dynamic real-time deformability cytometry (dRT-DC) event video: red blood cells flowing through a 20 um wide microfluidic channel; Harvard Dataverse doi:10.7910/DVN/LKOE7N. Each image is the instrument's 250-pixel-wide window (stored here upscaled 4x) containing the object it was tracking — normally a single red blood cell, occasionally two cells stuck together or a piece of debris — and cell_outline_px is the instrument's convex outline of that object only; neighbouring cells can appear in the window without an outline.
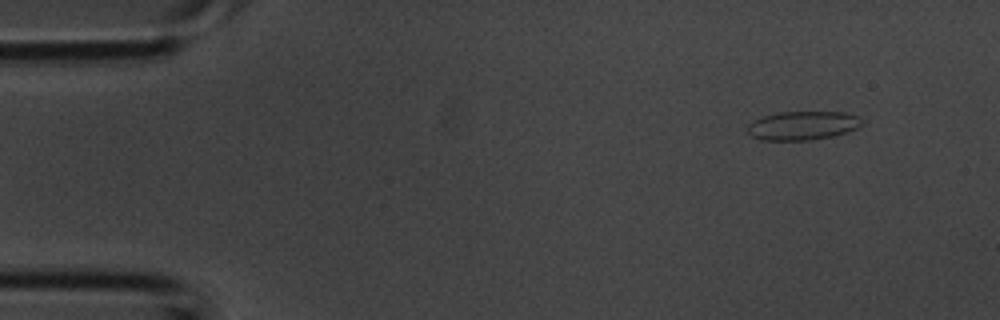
{"species": "common noctule bat (a hibernating species)", "species_latin": "Nyctalus noctula", "temperature_condition": "room temperature", "stored_images_in_passage": 3, "camera_frame_rate_fps": 3000, "um_per_image_px": 0.085, "animal": {"sex": "male", "body_mass_g": 20.1, "forearm_length_mm": 53.5}, "frame": {"image": 1, "passage_image": 1, "time_ms": 0.0, "image_size_px": [1000, 320], "cell_outline_px": [[864, 124], [848, 132], [832, 136], [812, 140], [760, 140], [752, 136], [748, 132], [748, 124], [752, 120], [764, 116], [780, 112], [844, 112], [860, 116], [864, 120]], "centroid_in_image_um": [68.27, 10.67], "position_along_channel_um": 16.7, "area_um2": 19.36}}
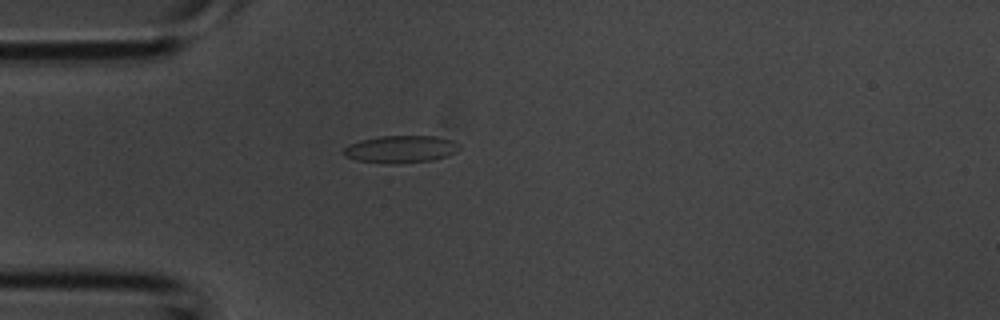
{"frame": {"image": 2, "passage_image": 3, "time_ms": 0.667, "image_size_px": [1000, 320], "cell_outline_px": [[460, 148], [456, 152], [432, 160], [392, 164], [388, 164], [356, 160], [344, 156], [344, 148], [348, 144], [360, 140], [380, 136], [436, 136], [452, 140], [460, 144]], "centroid_in_image_um": [34.05, 12.67], "position_along_channel_um": 51.0, "area_um2": 18.44}}